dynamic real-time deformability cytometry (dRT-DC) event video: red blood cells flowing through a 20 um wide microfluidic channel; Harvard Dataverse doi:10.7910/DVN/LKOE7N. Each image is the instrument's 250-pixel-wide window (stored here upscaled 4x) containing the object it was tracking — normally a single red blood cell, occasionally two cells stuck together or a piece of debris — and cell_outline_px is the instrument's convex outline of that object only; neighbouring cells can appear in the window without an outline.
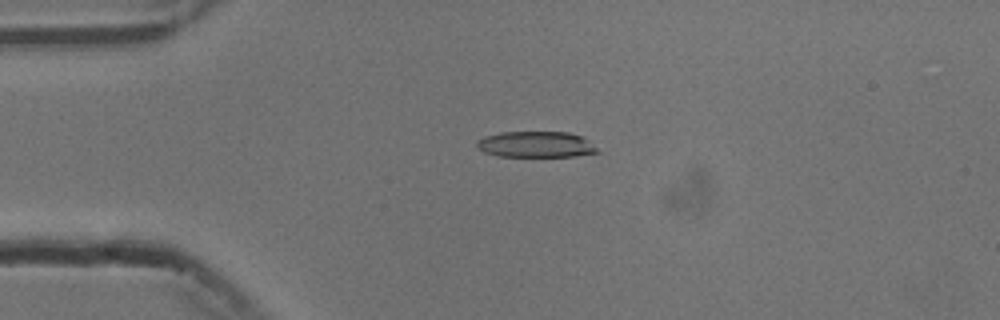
{"species": "common noctule bat (a hibernating species)", "species_latin": "Nyctalus noctula", "temperature_condition": "cold", "stored_images_in_passage": 44, "camera_frame_rate_fps": 3000, "um_per_image_px": 0.085, "animal": {"sex": "male", "body_mass_g": 13.3}, "frame": {"image": 1, "passage_image": 2, "time_ms": 0.333, "image_size_px": [1000, 320], "cell_outline_px": [[600, 152], [576, 156], [500, 156], [484, 152], [476, 148], [476, 140], [484, 136], [500, 132], [568, 132], [580, 136], [596, 148]], "centroid_in_image_um": [45.48, 12.27], "position_along_channel_um": 39.5, "area_um2": 18.15}}
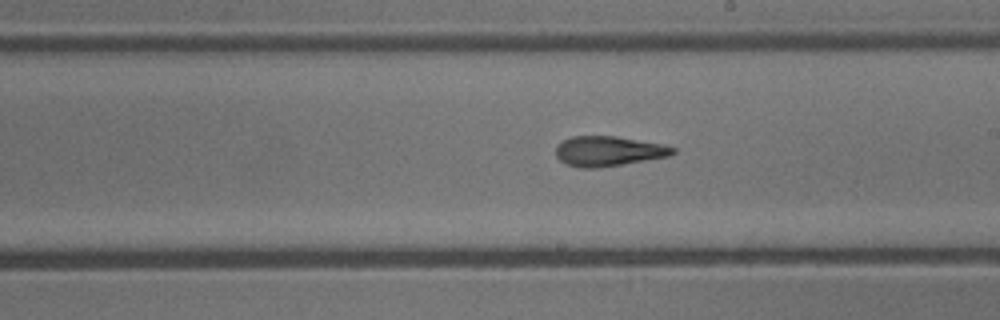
{"frame": {"image": 2, "passage_image": 20, "time_ms": 6.333, "image_size_px": [1000, 320], "cell_outline_px": [[676, 152], [668, 156], [596, 168], [580, 168], [568, 164], [560, 160], [556, 156], [556, 144], [572, 136], [616, 136], [660, 144], [676, 148]], "centroid_in_image_um": [51.67, 12.84], "position_along_channel_um": 237.3, "area_um2": 20.11}}
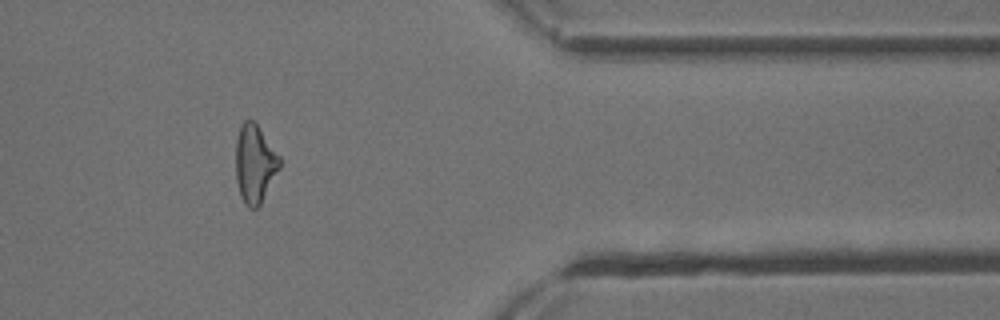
{"frame": {"image": 3, "passage_image": 34, "time_ms": 11.0, "image_size_px": [1000, 320], "cell_outline_px": [[280, 168], [260, 204], [256, 208], [248, 208], [244, 204], [240, 196], [236, 180], [236, 140], [240, 124], [244, 120], [252, 120], [256, 124], [280, 156]], "centroid_in_image_um": [21.64, 13.93], "position_along_channel_um": 389.8, "area_um2": 19.94}, "authors_computed_cell_mechanics": {"area_um2": 20.1722, "velocity_mm_per_s": 3.7602, "shape_relaxation_time_tau1_ms": 8.8214, "shape_relaxation_time_tau2_ms": 3.4163, "deformation_change_tau1": 0.2322, "deformation_change_tau2": 0.1479}}